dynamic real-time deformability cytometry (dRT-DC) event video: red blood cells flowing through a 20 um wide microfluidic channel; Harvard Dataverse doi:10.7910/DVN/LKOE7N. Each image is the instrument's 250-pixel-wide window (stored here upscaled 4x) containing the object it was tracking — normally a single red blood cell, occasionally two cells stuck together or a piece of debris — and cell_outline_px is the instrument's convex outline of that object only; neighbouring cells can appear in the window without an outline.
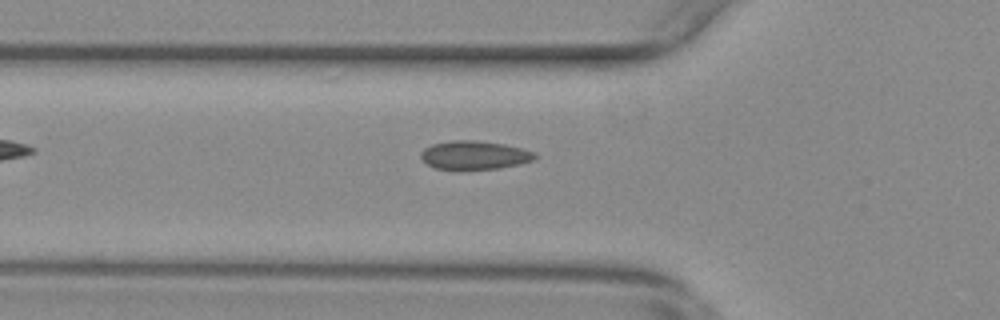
{"species": "common noctule bat (a hibernating species)", "species_latin": "Nyctalus noctula", "temperature_condition": "warm", "stored_images_in_passage": 39, "camera_frame_rate_fps": 3000, "um_per_image_px": 0.085, "animal": {"sex": "female", "body_mass_g": 29.2, "forearm_length_mm": 56.3}, "frame": {"image": 1, "passage_image": 2, "time_ms": 0.333, "image_size_px": [1000, 320], "cell_outline_px": [[536, 156], [532, 160], [520, 164], [500, 168], [456, 172], [436, 168], [428, 164], [420, 156], [420, 152], [424, 148], [432, 144], [452, 140], [476, 140], [504, 144], [536, 152]], "centroid_in_image_um": [40.29, 13.22], "position_along_channel_um": 85.5, "area_um2": 19.54}}
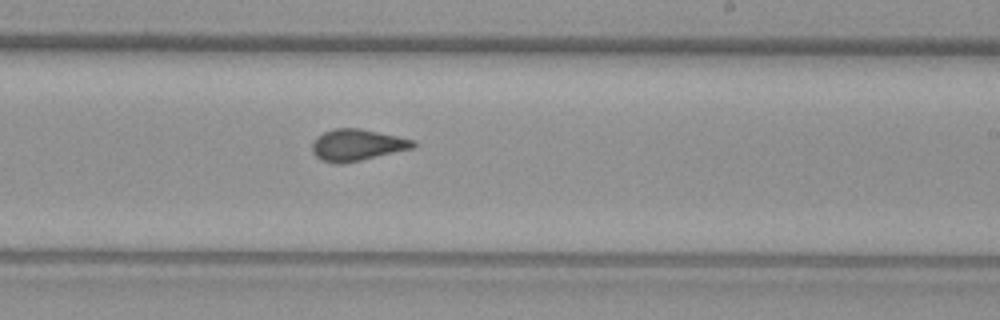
{"frame": {"image": 2, "passage_image": 16, "time_ms": 5.0, "image_size_px": [1000, 320], "cell_outline_px": [[416, 144], [412, 148], [344, 164], [336, 164], [320, 160], [312, 152], [312, 140], [316, 136], [324, 132], [336, 128], [360, 128], [416, 140]], "centroid_in_image_um": [30.31, 12.32], "position_along_channel_um": 258.7, "area_um2": 18.67}}
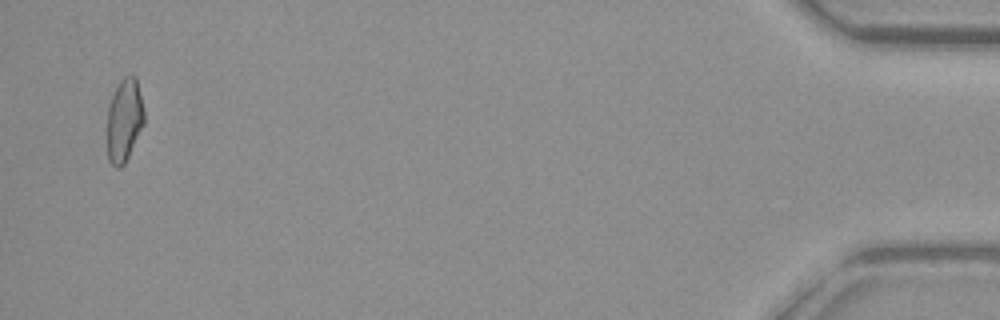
{"frame": {"image": 3, "passage_image": 37, "time_ms": 12.0, "image_size_px": [1000, 320], "cell_outline_px": [[144, 124], [124, 164], [120, 168], [116, 168], [108, 160], [104, 136], [108, 108], [112, 96], [120, 80], [124, 76], [136, 76], [144, 112]], "centroid_in_image_um": [10.51, 10.27], "position_along_channel_um": 424.7, "area_um2": 18.38}}